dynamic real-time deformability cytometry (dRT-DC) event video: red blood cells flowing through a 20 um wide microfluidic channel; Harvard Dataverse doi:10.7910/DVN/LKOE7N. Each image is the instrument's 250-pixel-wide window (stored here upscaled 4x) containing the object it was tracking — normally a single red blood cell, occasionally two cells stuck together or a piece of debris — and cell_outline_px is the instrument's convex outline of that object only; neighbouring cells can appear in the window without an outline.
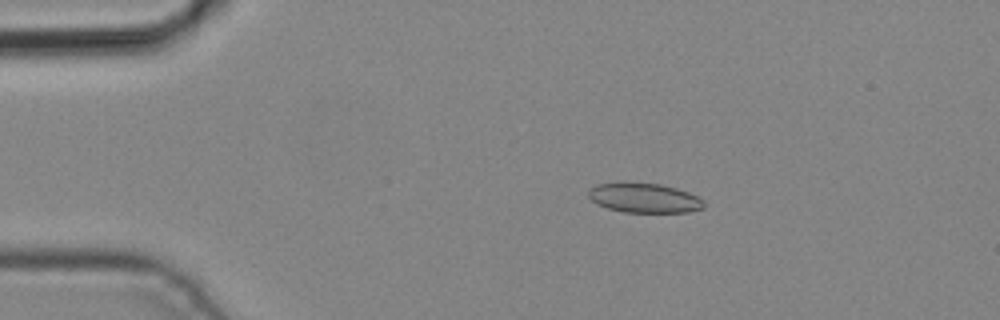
{"species": "common noctule bat (a hibernating species)", "species_latin": "Nyctalus noctula", "temperature_condition": "cold", "stored_images_in_passage": 3, "camera_frame_rate_fps": 3000, "um_per_image_px": 0.085, "animal": {"sex": "male", "body_mass_g": 19.2, "forearm_length_mm": 51.8}, "frame": {"image": 1, "passage_image": 1, "time_ms": 0.0, "image_size_px": [1000, 320], "cell_outline_px": [[704, 208], [688, 212], [624, 212], [608, 208], [596, 204], [588, 196], [588, 192], [592, 188], [600, 184], [660, 184], [676, 188], [688, 192], [704, 200]], "centroid_in_image_um": [54.81, 16.86], "position_along_channel_um": 30.2, "area_um2": 19.36}}
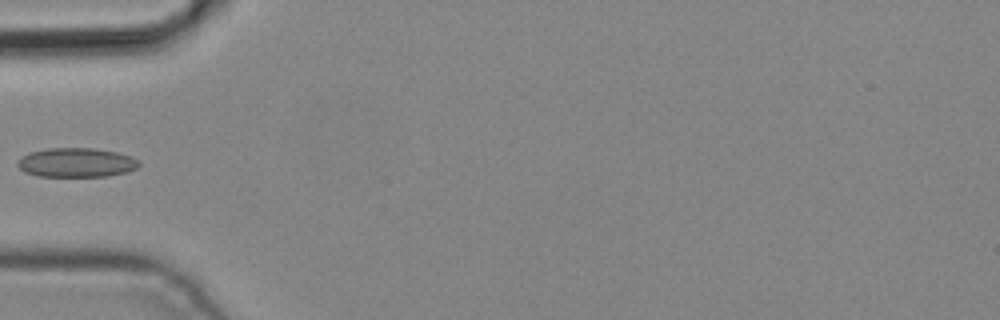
{"frame": {"image": 2, "passage_image": 3, "time_ms": 0.667, "image_size_px": [1000, 320], "cell_outline_px": [[140, 164], [136, 168], [128, 172], [108, 176], [36, 176], [24, 172], [16, 164], [16, 160], [20, 156], [28, 152], [48, 148], [96, 148], [116, 152], [132, 156], [140, 160]], "centroid_in_image_um": [6.47, 13.81], "position_along_channel_um": 78.5, "area_um2": 21.04}}